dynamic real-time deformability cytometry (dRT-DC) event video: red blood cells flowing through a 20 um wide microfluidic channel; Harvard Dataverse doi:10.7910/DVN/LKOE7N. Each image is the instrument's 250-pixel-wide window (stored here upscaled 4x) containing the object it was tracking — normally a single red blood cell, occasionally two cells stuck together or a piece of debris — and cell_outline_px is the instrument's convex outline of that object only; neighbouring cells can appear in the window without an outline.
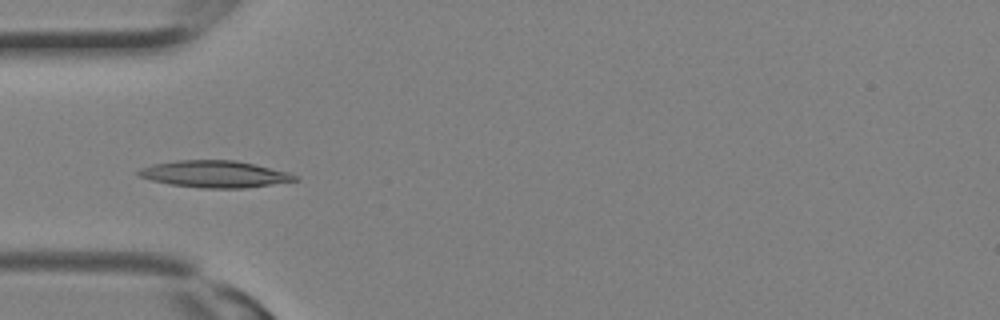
{"species": "Egyptian fruit bat (a non-hibernating species)", "species_latin": "Rousettus aegyptiacus", "temperature_condition": "room temperature", "stored_images_in_passage": 25, "camera_frame_rate_fps": 3000, "um_per_image_px": 0.085, "animal": {"sex": "female"}, "frame": {"image": 1, "passage_image": 5, "time_ms": 1.333, "image_size_px": [1000, 320], "cell_outline_px": [[300, 180], [244, 188], [200, 188], [168, 184], [152, 180], [140, 176], [136, 172], [140, 168], [152, 164], [176, 160], [236, 160], [288, 172], [300, 176]], "centroid_in_image_um": [18.26, 14.79], "position_along_channel_um": 66.7, "area_um2": 24.51}}
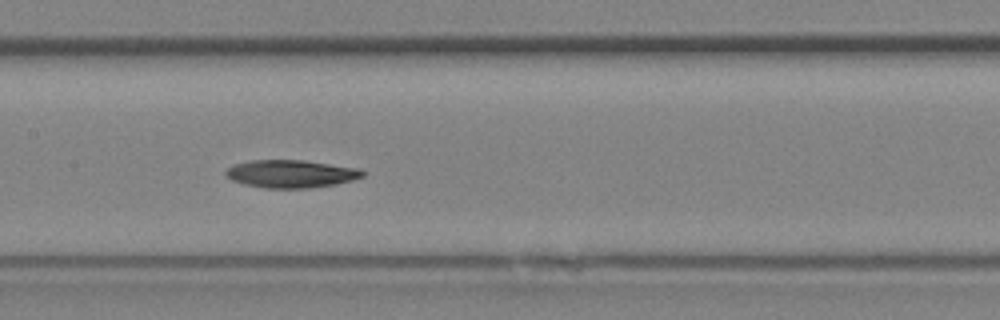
{"frame": {"image": 2, "passage_image": 10, "time_ms": 3.0, "image_size_px": [1000, 320], "cell_outline_px": [[364, 176], [352, 180], [336, 184], [308, 188], [264, 188], [244, 184], [232, 180], [224, 172], [228, 168], [236, 164], [252, 160], [304, 160], [360, 168], [364, 172]], "centroid_in_image_um": [24.76, 14.77], "position_along_channel_um": 182.6, "area_um2": 22.08}}
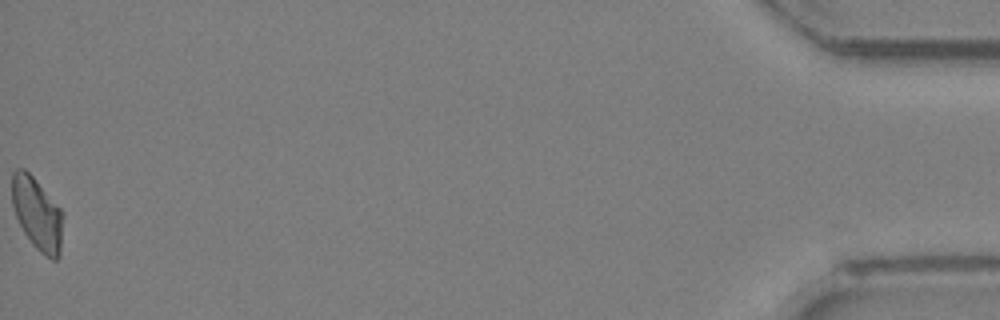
{"frame": {"image": 3, "passage_image": 25, "time_ms": 8.0, "image_size_px": [1000, 320], "cell_outline_px": [[64, 216], [60, 256], [56, 260], [52, 260], [40, 252], [32, 244], [24, 232], [16, 216], [12, 204], [12, 172], [16, 168], [24, 168], [36, 180], [64, 212]], "centroid_in_image_um": [3.19, 18.18], "position_along_channel_um": 432.0, "area_um2": 21.73}}